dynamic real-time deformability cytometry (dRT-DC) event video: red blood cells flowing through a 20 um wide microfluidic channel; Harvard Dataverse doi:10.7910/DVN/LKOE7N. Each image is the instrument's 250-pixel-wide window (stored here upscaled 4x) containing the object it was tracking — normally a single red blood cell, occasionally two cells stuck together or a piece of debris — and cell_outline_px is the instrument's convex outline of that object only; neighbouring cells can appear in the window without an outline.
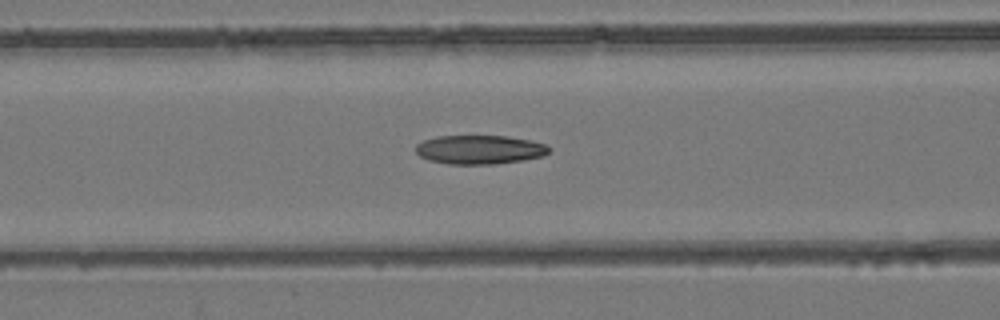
{"species": "common noctule bat (a hibernating species)", "species_latin": "Nyctalus noctula", "temperature_condition": "room temperature", "stored_images_in_passage": 53, "camera_frame_rate_fps": 3000, "um_per_image_px": 0.085, "animal": {"sex": "female", "body_mass_g": 24.6, "forearm_length_mm": 56.2}, "frame": {"image": 1, "passage_image": 21, "time_ms": 6.667, "image_size_px": [1000, 320], "cell_outline_px": [[552, 148], [544, 156], [524, 160], [496, 164], [448, 164], [428, 160], [420, 156], [416, 152], [416, 144], [424, 140], [436, 136], [508, 136], [528, 140], [544, 144]], "centroid_in_image_um": [40.76, 12.72], "position_along_channel_um": 125.8, "area_um2": 22.54}}
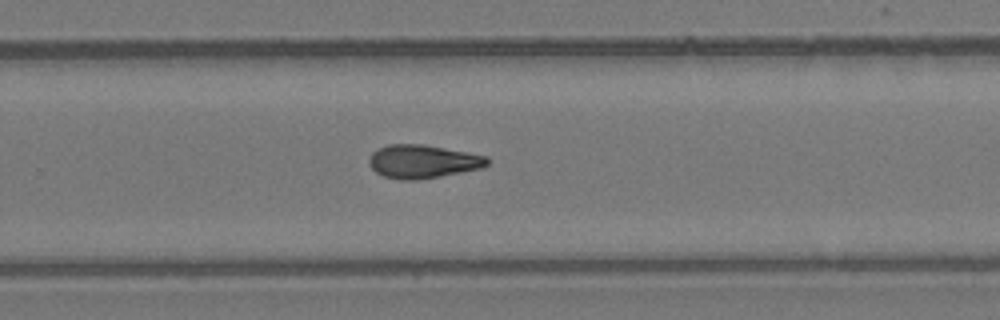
{"frame": {"image": 2, "passage_image": 34, "time_ms": 11.0, "image_size_px": [1000, 320], "cell_outline_px": [[492, 160], [484, 168], [440, 176], [416, 180], [400, 180], [384, 176], [376, 172], [368, 164], [368, 160], [372, 152], [388, 144], [420, 144], [488, 156]], "centroid_in_image_um": [35.95, 13.73], "position_along_channel_um": 293.8, "area_um2": 23.0}}
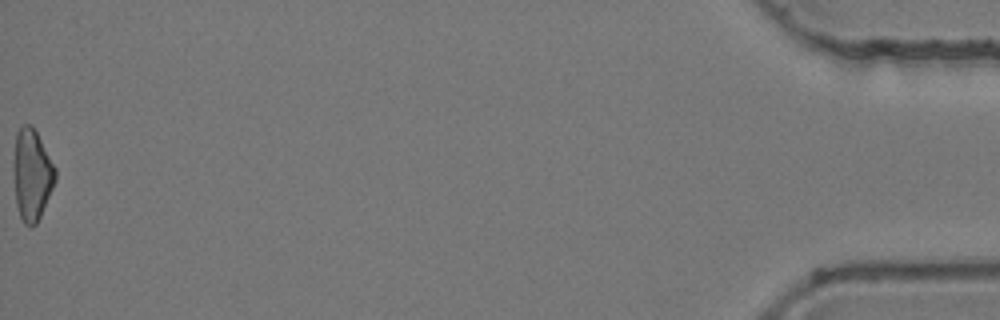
{"frame": {"image": 3, "passage_image": 53, "time_ms": 17.333, "image_size_px": [1000, 320], "cell_outline_px": [[56, 180], [40, 216], [36, 224], [32, 228], [28, 228], [24, 224], [20, 216], [16, 204], [12, 168], [12, 164], [16, 132], [24, 124], [32, 124], [56, 168]], "centroid_in_image_um": [2.68, 14.85], "position_along_channel_um": 432.5, "area_um2": 22.54}}